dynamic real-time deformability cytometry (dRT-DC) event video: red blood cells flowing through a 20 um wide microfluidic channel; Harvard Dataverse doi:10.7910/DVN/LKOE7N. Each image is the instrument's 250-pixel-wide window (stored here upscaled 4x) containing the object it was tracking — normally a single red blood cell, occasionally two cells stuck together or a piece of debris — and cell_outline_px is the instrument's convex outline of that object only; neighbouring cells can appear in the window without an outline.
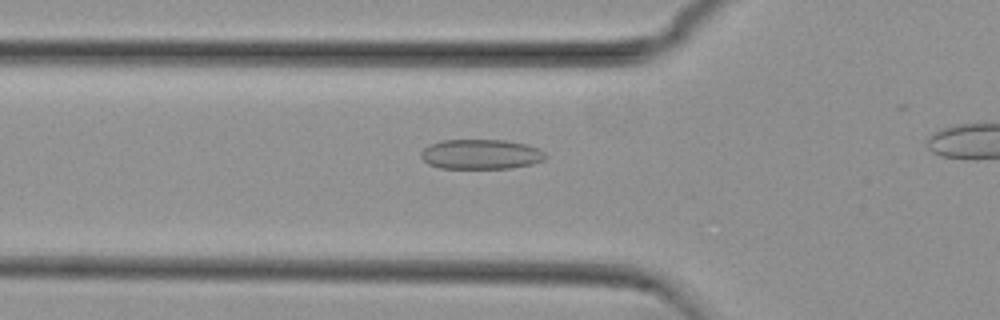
{"species": "common noctule bat (a hibernating species)", "species_latin": "Nyctalus noctula", "temperature_condition": "cold", "stored_images_in_passage": 24, "camera_frame_rate_fps": 3000, "um_per_image_px": 0.085, "animal": {"sex": "female", "body_mass_g": 29.2, "forearm_length_mm": 56.3}, "frame": {"image": 1, "passage_image": 11, "time_ms": 3.333, "image_size_px": [1000, 320], "cell_outline_px": [[548, 156], [544, 160], [532, 164], [512, 168], [440, 168], [428, 164], [420, 156], [420, 152], [428, 144], [444, 140], [504, 140], [528, 144], [544, 152]], "centroid_in_image_um": [40.87, 13.11], "position_along_channel_um": 84.9, "area_um2": 21.79}}
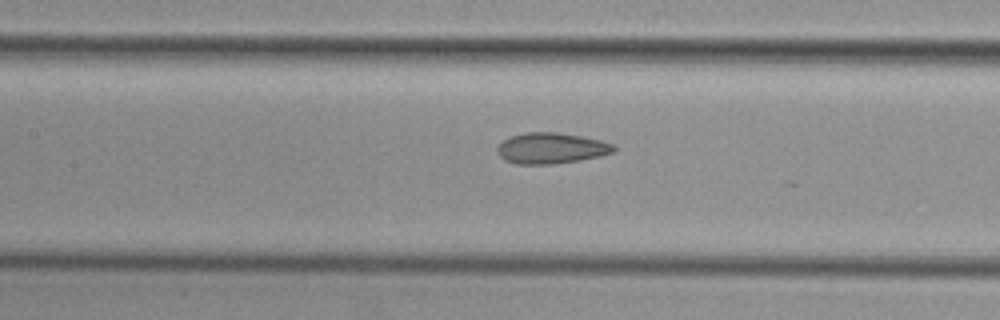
{"frame": {"image": 2, "passage_image": 17, "time_ms": 5.333, "image_size_px": [1000, 320], "cell_outline_px": [[616, 152], [600, 156], [580, 160], [552, 164], [516, 164], [504, 160], [496, 152], [496, 148], [504, 140], [512, 136], [524, 132], [556, 132], [580, 136], [600, 140], [612, 144], [616, 148]], "centroid_in_image_um": [46.84, 12.6], "position_along_channel_um": 160.6, "area_um2": 20.98}}
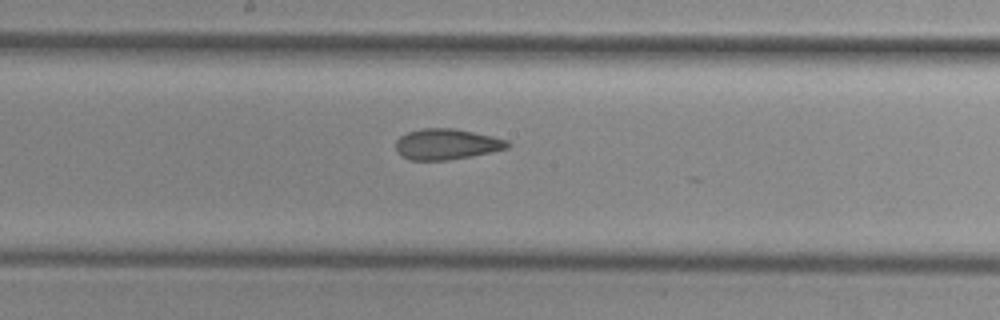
{"frame": {"image": 3, "passage_image": 21, "time_ms": 6.667, "image_size_px": [1000, 320], "cell_outline_px": [[512, 144], [508, 148], [492, 152], [448, 160], [408, 160], [396, 148], [396, 140], [400, 136], [408, 132], [424, 128], [456, 128], [492, 136], [508, 140]], "centroid_in_image_um": [38.0, 12.25], "position_along_channel_um": 210.2, "area_um2": 20.0}}